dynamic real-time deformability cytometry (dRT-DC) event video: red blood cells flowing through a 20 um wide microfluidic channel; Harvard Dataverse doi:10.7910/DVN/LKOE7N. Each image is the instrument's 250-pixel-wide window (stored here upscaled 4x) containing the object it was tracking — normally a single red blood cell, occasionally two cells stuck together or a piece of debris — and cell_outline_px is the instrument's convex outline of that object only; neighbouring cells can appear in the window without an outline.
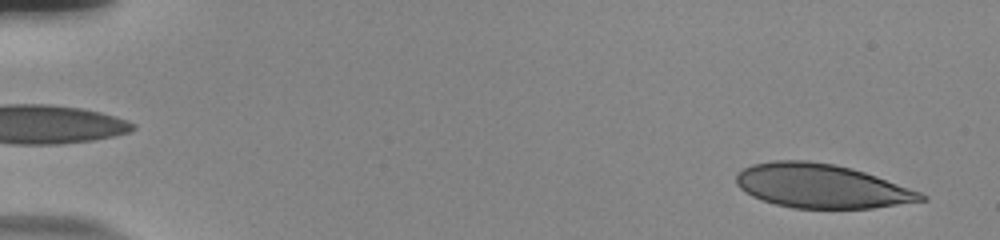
{"species": "human", "species_latin": "Homo sapiens", "temperature_condition": "room temperature", "stored_images_in_passage": 12, "camera_frame_rate_fps": 3000, "um_per_image_px": 0.085, "donor": {"sex": "male"}, "frame": {"image": 1, "passage_image": 2, "time_ms": 0.333, "image_size_px": [1000, 240], "cell_outline_px": [[924, 200], [864, 208], [800, 208], [780, 204], [756, 196], [748, 192], [740, 184], [740, 172], [748, 168], [760, 164], [828, 164], [848, 168], [884, 180], [924, 196]], "centroid_in_image_um": [69.88, 15.88], "position_along_channel_um": 15.1, "area_um2": 42.77}}